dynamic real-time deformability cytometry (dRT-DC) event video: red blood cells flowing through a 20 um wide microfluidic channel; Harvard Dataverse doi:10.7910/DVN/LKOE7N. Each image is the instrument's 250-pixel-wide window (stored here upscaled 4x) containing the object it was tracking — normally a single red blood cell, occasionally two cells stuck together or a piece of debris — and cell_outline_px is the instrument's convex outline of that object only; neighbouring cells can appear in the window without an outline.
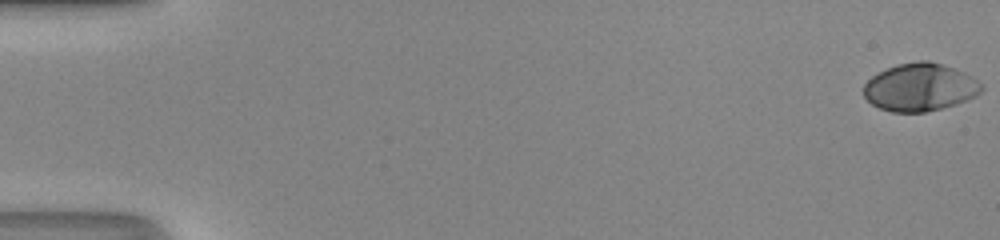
{"species": "human", "species_latin": "Homo sapiens", "temperature_condition": "room temperature", "stored_images_in_passage": 51, "camera_frame_rate_fps": 3000, "um_per_image_px": 0.085, "donor": {"sex": "male"}, "frame": {"image": 1, "passage_image": 1, "time_ms": 0.0, "image_size_px": [1000, 240], "cell_outline_px": [[984, 88], [976, 96], [956, 104], [924, 112], [892, 112], [880, 108], [872, 104], [864, 96], [864, 84], [872, 76], [896, 64], [916, 60], [928, 60], [944, 64], [964, 72], [972, 76]], "centroid_in_image_um": [78.2, 7.4], "position_along_channel_um": 6.8, "area_um2": 32.77}}
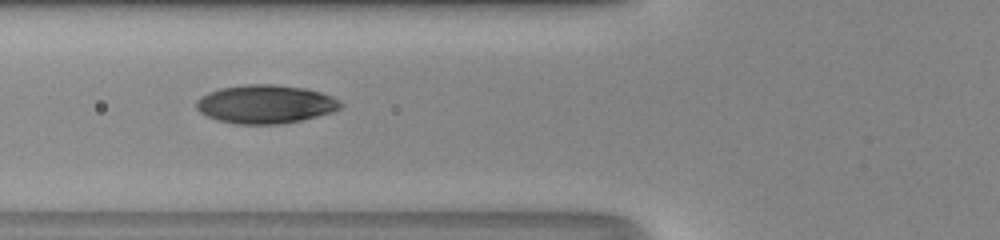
{"frame": {"image": 2, "passage_image": 21, "time_ms": 6.667, "image_size_px": [1000, 240], "cell_outline_px": [[344, 104], [340, 108], [332, 112], [300, 120], [280, 124], [236, 124], [216, 120], [200, 112], [196, 108], [196, 100], [200, 96], [208, 92], [220, 88], [248, 84], [272, 84], [304, 88], [320, 92], [332, 96], [340, 100]], "centroid_in_image_um": [22.55, 8.85], "position_along_channel_um": 103.3, "area_um2": 32.43}}
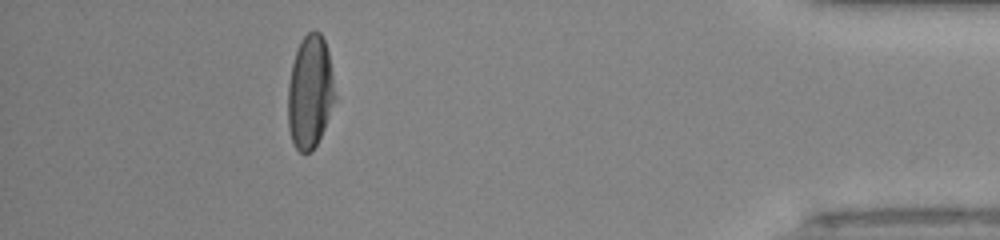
{"frame": {"image": 3, "passage_image": 46, "time_ms": 15.0, "image_size_px": [1000, 240], "cell_outline_px": [[336, 100], [324, 128], [316, 144], [308, 152], [300, 152], [296, 148], [292, 140], [288, 128], [288, 84], [292, 64], [300, 40], [308, 32], [320, 32], [324, 40], [328, 52], [336, 96]], "centroid_in_image_um": [26.35, 7.82], "position_along_channel_um": 408.9, "area_um2": 30.81}, "authors_computed_cell_mechanics": {"area_um2": 32.079, "velocity_mm_per_s": 4.2784, "shape_relaxation_time_tau1_ms": 4.9007, "shape_relaxation_time_tau2_ms": 0.8812, "deformation_change_tau1": 0.2316, "deformation_change_tau2": 0.0471}}